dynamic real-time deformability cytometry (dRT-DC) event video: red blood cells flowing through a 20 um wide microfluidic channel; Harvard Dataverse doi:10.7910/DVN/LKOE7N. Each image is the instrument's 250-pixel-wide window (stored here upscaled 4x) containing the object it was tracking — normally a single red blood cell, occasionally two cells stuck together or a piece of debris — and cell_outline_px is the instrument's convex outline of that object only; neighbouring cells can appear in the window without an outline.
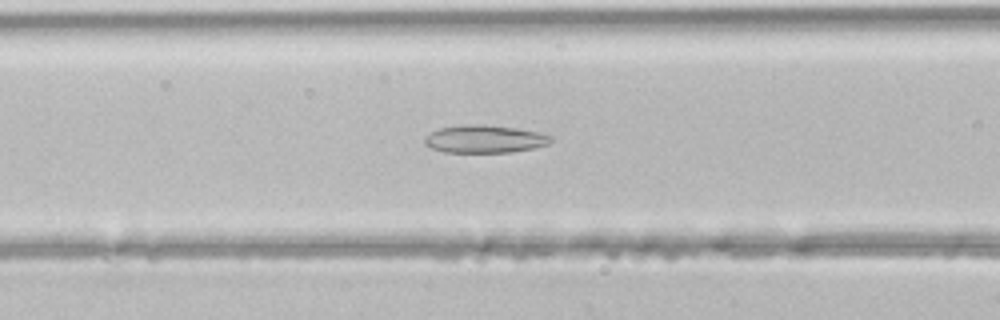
{"species": "common noctule bat (a hibernating species)", "species_latin": "Nyctalus noctula", "temperature_condition": "room temperature", "stored_images_in_passage": 36, "segment_of_instrument_passage": [1, 2], "camera_frame_rate_fps": 3000, "um_per_image_px": 0.085, "animal": {"sex": "male", "body_mass_g": 21.5, "forearm_length_mm": 52.0}, "frame": {"image": 1, "passage_image": 8, "time_ms": 2.333, "image_size_px": [1000, 320], "cell_outline_px": [[552, 140], [548, 144], [532, 148], [512, 152], [444, 152], [432, 148], [424, 144], [424, 136], [440, 128], [464, 124], [480, 124], [516, 128], [540, 132], [552, 136]], "centroid_in_image_um": [41.19, 11.81], "position_along_channel_um": 125.4, "area_um2": 20.4}}
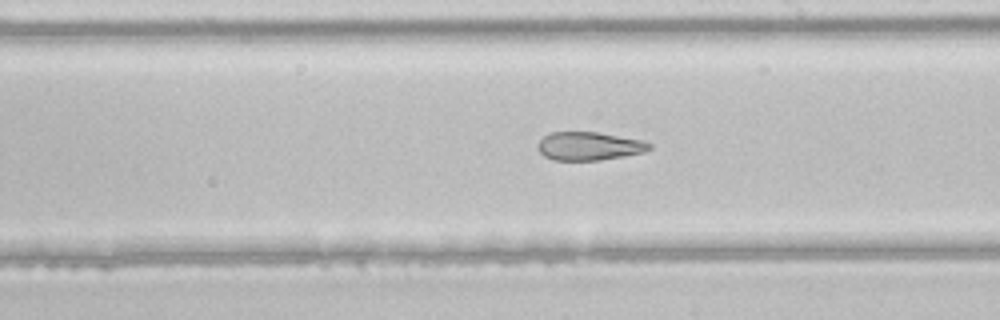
{"frame": {"image": 2, "passage_image": 16, "time_ms": 5.0, "image_size_px": [1000, 320], "cell_outline_px": [[652, 148], [644, 152], [624, 156], [600, 160], [552, 160], [544, 156], [536, 148], [536, 144], [544, 136], [552, 132], [596, 132], [644, 140], [652, 144]], "centroid_in_image_um": [50.07, 12.42], "position_along_channel_um": 238.9, "area_um2": 18.55}}
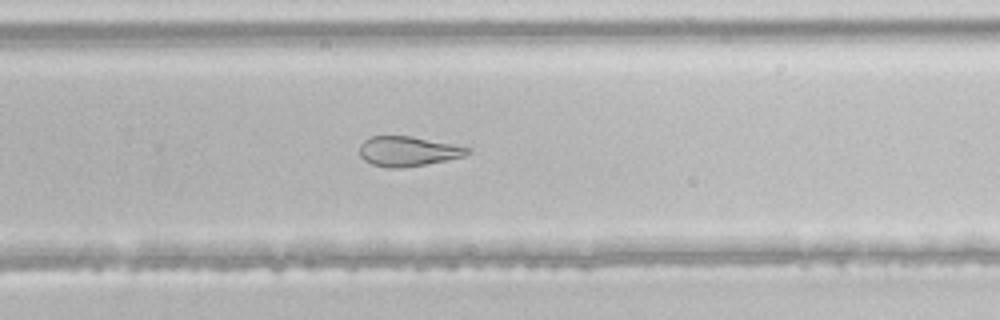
{"frame": {"image": 3, "passage_image": 20, "time_ms": 6.333, "image_size_px": [1000, 320], "cell_outline_px": [[468, 152], [464, 156], [404, 168], [388, 168], [372, 164], [364, 160], [360, 156], [360, 144], [364, 140], [372, 136], [412, 136], [468, 148]], "centroid_in_image_um": [34.59, 12.86], "position_along_channel_um": 295.2, "area_um2": 18.38}}